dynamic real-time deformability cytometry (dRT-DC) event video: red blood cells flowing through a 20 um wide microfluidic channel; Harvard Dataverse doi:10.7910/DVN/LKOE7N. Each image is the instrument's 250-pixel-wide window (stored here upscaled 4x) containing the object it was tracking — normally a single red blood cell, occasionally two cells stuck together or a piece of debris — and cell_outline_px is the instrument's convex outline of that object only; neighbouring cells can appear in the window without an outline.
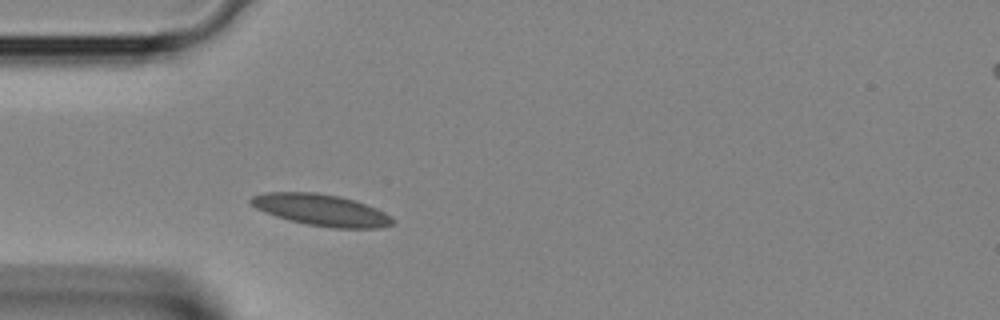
{"species": "Egyptian fruit bat (a non-hibernating species)", "species_latin": "Rousettus aegyptiacus", "temperature_condition": "room temperature", "stored_images_in_passage": 33, "camera_frame_rate_fps": 3000, "um_per_image_px": 0.085, "animal": {"sex": "female"}, "frame": {"image": 1, "passage_image": 5, "time_ms": 1.333, "image_size_px": [1000, 320], "cell_outline_px": [[396, 224], [380, 228], [336, 228], [308, 224], [288, 220], [276, 216], [256, 208], [248, 200], [252, 196], [264, 192], [316, 192], [340, 196], [356, 200], [376, 208], [392, 216], [396, 220]], "centroid_in_image_um": [27.36, 17.84], "position_along_channel_um": 57.6, "area_um2": 26.24}}
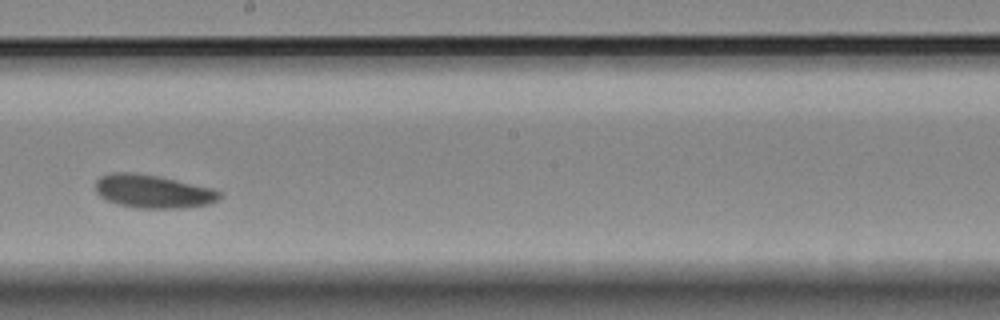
{"frame": {"image": 2, "passage_image": 16, "time_ms": 5.0, "image_size_px": [1000, 320], "cell_outline_px": [[220, 200], [208, 204], [180, 208], [136, 208], [116, 204], [100, 196], [96, 192], [96, 180], [100, 176], [112, 172], [136, 172], [216, 188], [220, 192]], "centroid_in_image_um": [13.01, 16.26], "position_along_channel_um": 235.2, "area_um2": 24.22}}
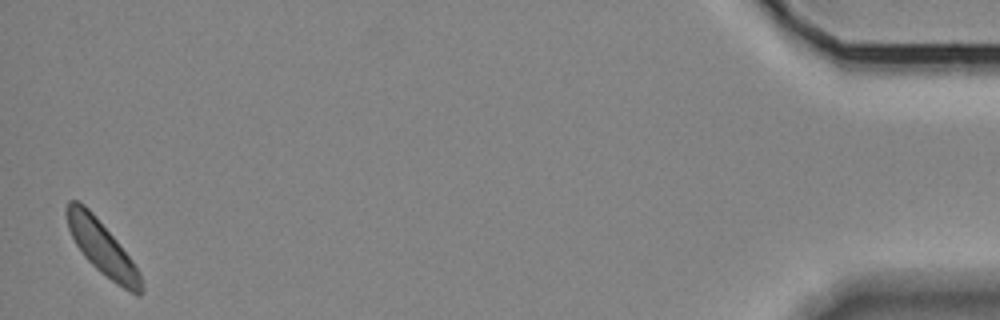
{"frame": {"image": 3, "passage_image": 33, "time_ms": 10.667, "image_size_px": [1000, 320], "cell_outline_px": [[144, 288], [140, 296], [136, 296], [116, 284], [100, 272], [84, 256], [76, 244], [68, 228], [64, 212], [64, 208], [68, 200], [76, 200], [84, 204], [92, 212], [116, 240], [132, 260], [140, 272], [144, 284]], "centroid_in_image_um": [8.68, 21.08], "position_along_channel_um": 426.5, "area_um2": 23.35}}